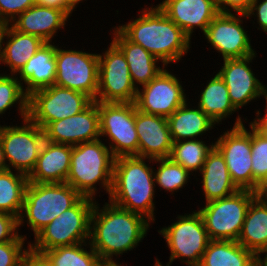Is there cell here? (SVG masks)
Segmentation results:
<instances>
[{
    "label": "cell",
    "mask_w": 267,
    "mask_h": 266,
    "mask_svg": "<svg viewBox=\"0 0 267 266\" xmlns=\"http://www.w3.org/2000/svg\"><path fill=\"white\" fill-rule=\"evenodd\" d=\"M45 140L78 145L100 139L98 101H92L83 111L49 123L44 129Z\"/></svg>",
    "instance_id": "obj_18"
},
{
    "label": "cell",
    "mask_w": 267,
    "mask_h": 266,
    "mask_svg": "<svg viewBox=\"0 0 267 266\" xmlns=\"http://www.w3.org/2000/svg\"><path fill=\"white\" fill-rule=\"evenodd\" d=\"M95 202L90 227V245L100 259L113 260L142 242L150 228L143 215L120 208L108 200L102 209Z\"/></svg>",
    "instance_id": "obj_1"
},
{
    "label": "cell",
    "mask_w": 267,
    "mask_h": 266,
    "mask_svg": "<svg viewBox=\"0 0 267 266\" xmlns=\"http://www.w3.org/2000/svg\"><path fill=\"white\" fill-rule=\"evenodd\" d=\"M137 89L136 109L146 114L171 116L188 99L178 77L163 69L148 84ZM187 97V99H186Z\"/></svg>",
    "instance_id": "obj_15"
},
{
    "label": "cell",
    "mask_w": 267,
    "mask_h": 266,
    "mask_svg": "<svg viewBox=\"0 0 267 266\" xmlns=\"http://www.w3.org/2000/svg\"><path fill=\"white\" fill-rule=\"evenodd\" d=\"M237 242L257 257L267 249V203L257 198L250 203Z\"/></svg>",
    "instance_id": "obj_28"
},
{
    "label": "cell",
    "mask_w": 267,
    "mask_h": 266,
    "mask_svg": "<svg viewBox=\"0 0 267 266\" xmlns=\"http://www.w3.org/2000/svg\"><path fill=\"white\" fill-rule=\"evenodd\" d=\"M147 159L152 162V158L138 156L115 158L109 201L120 208L141 214L154 223L155 168L145 163Z\"/></svg>",
    "instance_id": "obj_3"
},
{
    "label": "cell",
    "mask_w": 267,
    "mask_h": 266,
    "mask_svg": "<svg viewBox=\"0 0 267 266\" xmlns=\"http://www.w3.org/2000/svg\"><path fill=\"white\" fill-rule=\"evenodd\" d=\"M83 0H68V4L70 9L73 11L80 2H82Z\"/></svg>",
    "instance_id": "obj_50"
},
{
    "label": "cell",
    "mask_w": 267,
    "mask_h": 266,
    "mask_svg": "<svg viewBox=\"0 0 267 266\" xmlns=\"http://www.w3.org/2000/svg\"><path fill=\"white\" fill-rule=\"evenodd\" d=\"M3 42L5 46H3L1 64L9 67V74L11 75H16L38 49L46 43L38 36L18 32L10 24H8Z\"/></svg>",
    "instance_id": "obj_27"
},
{
    "label": "cell",
    "mask_w": 267,
    "mask_h": 266,
    "mask_svg": "<svg viewBox=\"0 0 267 266\" xmlns=\"http://www.w3.org/2000/svg\"><path fill=\"white\" fill-rule=\"evenodd\" d=\"M200 175L205 202L230 196L239 190L231 179L223 155L215 146L209 152Z\"/></svg>",
    "instance_id": "obj_25"
},
{
    "label": "cell",
    "mask_w": 267,
    "mask_h": 266,
    "mask_svg": "<svg viewBox=\"0 0 267 266\" xmlns=\"http://www.w3.org/2000/svg\"><path fill=\"white\" fill-rule=\"evenodd\" d=\"M35 4V0H0V21L10 24Z\"/></svg>",
    "instance_id": "obj_38"
},
{
    "label": "cell",
    "mask_w": 267,
    "mask_h": 266,
    "mask_svg": "<svg viewBox=\"0 0 267 266\" xmlns=\"http://www.w3.org/2000/svg\"><path fill=\"white\" fill-rule=\"evenodd\" d=\"M104 52L98 54V90L95 101L134 103L137 87L131 79L125 55L112 41Z\"/></svg>",
    "instance_id": "obj_12"
},
{
    "label": "cell",
    "mask_w": 267,
    "mask_h": 266,
    "mask_svg": "<svg viewBox=\"0 0 267 266\" xmlns=\"http://www.w3.org/2000/svg\"><path fill=\"white\" fill-rule=\"evenodd\" d=\"M252 15L254 18H257L256 22L259 24L258 29L267 33V0H254L250 6V9L246 13L248 19H250Z\"/></svg>",
    "instance_id": "obj_41"
},
{
    "label": "cell",
    "mask_w": 267,
    "mask_h": 266,
    "mask_svg": "<svg viewBox=\"0 0 267 266\" xmlns=\"http://www.w3.org/2000/svg\"><path fill=\"white\" fill-rule=\"evenodd\" d=\"M191 39L195 28L203 34L219 13L216 0H163L157 5Z\"/></svg>",
    "instance_id": "obj_20"
},
{
    "label": "cell",
    "mask_w": 267,
    "mask_h": 266,
    "mask_svg": "<svg viewBox=\"0 0 267 266\" xmlns=\"http://www.w3.org/2000/svg\"><path fill=\"white\" fill-rule=\"evenodd\" d=\"M135 128L139 139L138 157L169 158L173 140L166 117L136 109Z\"/></svg>",
    "instance_id": "obj_19"
},
{
    "label": "cell",
    "mask_w": 267,
    "mask_h": 266,
    "mask_svg": "<svg viewBox=\"0 0 267 266\" xmlns=\"http://www.w3.org/2000/svg\"><path fill=\"white\" fill-rule=\"evenodd\" d=\"M116 260H105V259H101L96 266H124L121 265L119 263H117Z\"/></svg>",
    "instance_id": "obj_48"
},
{
    "label": "cell",
    "mask_w": 267,
    "mask_h": 266,
    "mask_svg": "<svg viewBox=\"0 0 267 266\" xmlns=\"http://www.w3.org/2000/svg\"><path fill=\"white\" fill-rule=\"evenodd\" d=\"M0 171V212L20 217L28 176L12 172Z\"/></svg>",
    "instance_id": "obj_31"
},
{
    "label": "cell",
    "mask_w": 267,
    "mask_h": 266,
    "mask_svg": "<svg viewBox=\"0 0 267 266\" xmlns=\"http://www.w3.org/2000/svg\"><path fill=\"white\" fill-rule=\"evenodd\" d=\"M55 60L54 85L85 93L95 101L98 90V54L56 46Z\"/></svg>",
    "instance_id": "obj_13"
},
{
    "label": "cell",
    "mask_w": 267,
    "mask_h": 266,
    "mask_svg": "<svg viewBox=\"0 0 267 266\" xmlns=\"http://www.w3.org/2000/svg\"><path fill=\"white\" fill-rule=\"evenodd\" d=\"M263 253H266L264 258H261V256L257 258L258 266H267V249L262 252V255Z\"/></svg>",
    "instance_id": "obj_49"
},
{
    "label": "cell",
    "mask_w": 267,
    "mask_h": 266,
    "mask_svg": "<svg viewBox=\"0 0 267 266\" xmlns=\"http://www.w3.org/2000/svg\"><path fill=\"white\" fill-rule=\"evenodd\" d=\"M22 266H52L42 255L29 250L22 261Z\"/></svg>",
    "instance_id": "obj_42"
},
{
    "label": "cell",
    "mask_w": 267,
    "mask_h": 266,
    "mask_svg": "<svg viewBox=\"0 0 267 266\" xmlns=\"http://www.w3.org/2000/svg\"><path fill=\"white\" fill-rule=\"evenodd\" d=\"M138 18L116 27L129 41L167 66L177 63L191 48V39L156 5L142 9Z\"/></svg>",
    "instance_id": "obj_2"
},
{
    "label": "cell",
    "mask_w": 267,
    "mask_h": 266,
    "mask_svg": "<svg viewBox=\"0 0 267 266\" xmlns=\"http://www.w3.org/2000/svg\"><path fill=\"white\" fill-rule=\"evenodd\" d=\"M152 162L159 163L158 169L154 170V181L161 190L173 194L182 189L187 184L192 175L183 166L175 163L170 158L152 159Z\"/></svg>",
    "instance_id": "obj_35"
},
{
    "label": "cell",
    "mask_w": 267,
    "mask_h": 266,
    "mask_svg": "<svg viewBox=\"0 0 267 266\" xmlns=\"http://www.w3.org/2000/svg\"><path fill=\"white\" fill-rule=\"evenodd\" d=\"M68 18L63 10L34 4L15 18L10 25L18 32L35 35L46 43H52V38L58 30L65 28Z\"/></svg>",
    "instance_id": "obj_22"
},
{
    "label": "cell",
    "mask_w": 267,
    "mask_h": 266,
    "mask_svg": "<svg viewBox=\"0 0 267 266\" xmlns=\"http://www.w3.org/2000/svg\"><path fill=\"white\" fill-rule=\"evenodd\" d=\"M72 145L44 141L35 168L28 176L32 183H64L70 170Z\"/></svg>",
    "instance_id": "obj_21"
},
{
    "label": "cell",
    "mask_w": 267,
    "mask_h": 266,
    "mask_svg": "<svg viewBox=\"0 0 267 266\" xmlns=\"http://www.w3.org/2000/svg\"><path fill=\"white\" fill-rule=\"evenodd\" d=\"M95 202V199L82 196L71 208L43 228L35 236L34 242L29 243V249L42 254L56 247L89 242Z\"/></svg>",
    "instance_id": "obj_6"
},
{
    "label": "cell",
    "mask_w": 267,
    "mask_h": 266,
    "mask_svg": "<svg viewBox=\"0 0 267 266\" xmlns=\"http://www.w3.org/2000/svg\"><path fill=\"white\" fill-rule=\"evenodd\" d=\"M188 106L190 107L186 101L171 116L167 117L173 142L199 139L216 125L198 106L194 109Z\"/></svg>",
    "instance_id": "obj_26"
},
{
    "label": "cell",
    "mask_w": 267,
    "mask_h": 266,
    "mask_svg": "<svg viewBox=\"0 0 267 266\" xmlns=\"http://www.w3.org/2000/svg\"><path fill=\"white\" fill-rule=\"evenodd\" d=\"M200 139L181 140L173 142L169 158L183 166L191 174L202 169L205 160L215 146L214 143L207 145ZM194 171V172H193Z\"/></svg>",
    "instance_id": "obj_32"
},
{
    "label": "cell",
    "mask_w": 267,
    "mask_h": 266,
    "mask_svg": "<svg viewBox=\"0 0 267 266\" xmlns=\"http://www.w3.org/2000/svg\"><path fill=\"white\" fill-rule=\"evenodd\" d=\"M8 24L5 22H1L0 21V65L2 62V56H3V40H4V36L7 30Z\"/></svg>",
    "instance_id": "obj_46"
},
{
    "label": "cell",
    "mask_w": 267,
    "mask_h": 266,
    "mask_svg": "<svg viewBox=\"0 0 267 266\" xmlns=\"http://www.w3.org/2000/svg\"><path fill=\"white\" fill-rule=\"evenodd\" d=\"M18 231V218L14 215L0 212V243L25 241L27 236L20 235Z\"/></svg>",
    "instance_id": "obj_39"
},
{
    "label": "cell",
    "mask_w": 267,
    "mask_h": 266,
    "mask_svg": "<svg viewBox=\"0 0 267 266\" xmlns=\"http://www.w3.org/2000/svg\"><path fill=\"white\" fill-rule=\"evenodd\" d=\"M265 107L266 114L263 115V117H260L261 111H256V118H254V120L249 123L258 133L267 138V102Z\"/></svg>",
    "instance_id": "obj_44"
},
{
    "label": "cell",
    "mask_w": 267,
    "mask_h": 266,
    "mask_svg": "<svg viewBox=\"0 0 267 266\" xmlns=\"http://www.w3.org/2000/svg\"><path fill=\"white\" fill-rule=\"evenodd\" d=\"M92 101L85 93L52 85L29 95L28 118L44 129L53 121L83 111Z\"/></svg>",
    "instance_id": "obj_9"
},
{
    "label": "cell",
    "mask_w": 267,
    "mask_h": 266,
    "mask_svg": "<svg viewBox=\"0 0 267 266\" xmlns=\"http://www.w3.org/2000/svg\"><path fill=\"white\" fill-rule=\"evenodd\" d=\"M22 124L0 125V140L8 169L29 176L35 168L45 136L43 129L29 118Z\"/></svg>",
    "instance_id": "obj_11"
},
{
    "label": "cell",
    "mask_w": 267,
    "mask_h": 266,
    "mask_svg": "<svg viewBox=\"0 0 267 266\" xmlns=\"http://www.w3.org/2000/svg\"><path fill=\"white\" fill-rule=\"evenodd\" d=\"M257 258L237 241L210 240L198 266H258Z\"/></svg>",
    "instance_id": "obj_29"
},
{
    "label": "cell",
    "mask_w": 267,
    "mask_h": 266,
    "mask_svg": "<svg viewBox=\"0 0 267 266\" xmlns=\"http://www.w3.org/2000/svg\"><path fill=\"white\" fill-rule=\"evenodd\" d=\"M114 162L115 157L101 139L74 145L66 183L83 197L96 199V184L110 195Z\"/></svg>",
    "instance_id": "obj_4"
},
{
    "label": "cell",
    "mask_w": 267,
    "mask_h": 266,
    "mask_svg": "<svg viewBox=\"0 0 267 266\" xmlns=\"http://www.w3.org/2000/svg\"><path fill=\"white\" fill-rule=\"evenodd\" d=\"M24 85L15 75L0 74V115L4 114L10 107L18 104L22 120L28 118L29 96L24 91Z\"/></svg>",
    "instance_id": "obj_34"
},
{
    "label": "cell",
    "mask_w": 267,
    "mask_h": 266,
    "mask_svg": "<svg viewBox=\"0 0 267 266\" xmlns=\"http://www.w3.org/2000/svg\"><path fill=\"white\" fill-rule=\"evenodd\" d=\"M255 197L267 203V177L258 184L255 190Z\"/></svg>",
    "instance_id": "obj_45"
},
{
    "label": "cell",
    "mask_w": 267,
    "mask_h": 266,
    "mask_svg": "<svg viewBox=\"0 0 267 266\" xmlns=\"http://www.w3.org/2000/svg\"><path fill=\"white\" fill-rule=\"evenodd\" d=\"M135 110V103L98 102L100 137L110 140L109 149L115 158L138 156Z\"/></svg>",
    "instance_id": "obj_10"
},
{
    "label": "cell",
    "mask_w": 267,
    "mask_h": 266,
    "mask_svg": "<svg viewBox=\"0 0 267 266\" xmlns=\"http://www.w3.org/2000/svg\"><path fill=\"white\" fill-rule=\"evenodd\" d=\"M177 216L176 222L158 230L170 249L166 266H170L176 259H181L188 266H198L210 242L203 218L196 210L191 214Z\"/></svg>",
    "instance_id": "obj_8"
},
{
    "label": "cell",
    "mask_w": 267,
    "mask_h": 266,
    "mask_svg": "<svg viewBox=\"0 0 267 266\" xmlns=\"http://www.w3.org/2000/svg\"><path fill=\"white\" fill-rule=\"evenodd\" d=\"M255 191L239 189L230 196L206 202L197 210L210 240L237 241Z\"/></svg>",
    "instance_id": "obj_7"
},
{
    "label": "cell",
    "mask_w": 267,
    "mask_h": 266,
    "mask_svg": "<svg viewBox=\"0 0 267 266\" xmlns=\"http://www.w3.org/2000/svg\"><path fill=\"white\" fill-rule=\"evenodd\" d=\"M55 52L54 43H45L16 74V76L19 75L17 79L22 84L24 82L26 87L23 89L28 96L34 91L54 85L56 77Z\"/></svg>",
    "instance_id": "obj_23"
},
{
    "label": "cell",
    "mask_w": 267,
    "mask_h": 266,
    "mask_svg": "<svg viewBox=\"0 0 267 266\" xmlns=\"http://www.w3.org/2000/svg\"><path fill=\"white\" fill-rule=\"evenodd\" d=\"M251 161L253 191L267 177V138L258 133L251 125Z\"/></svg>",
    "instance_id": "obj_36"
},
{
    "label": "cell",
    "mask_w": 267,
    "mask_h": 266,
    "mask_svg": "<svg viewBox=\"0 0 267 266\" xmlns=\"http://www.w3.org/2000/svg\"><path fill=\"white\" fill-rule=\"evenodd\" d=\"M241 18L246 20V14L219 12L206 28L205 39L214 50L222 54L223 59L243 58L256 54Z\"/></svg>",
    "instance_id": "obj_16"
},
{
    "label": "cell",
    "mask_w": 267,
    "mask_h": 266,
    "mask_svg": "<svg viewBox=\"0 0 267 266\" xmlns=\"http://www.w3.org/2000/svg\"><path fill=\"white\" fill-rule=\"evenodd\" d=\"M90 248V251L84 247ZM42 255L52 266H96L101 260L92 249L90 242L56 247L44 251Z\"/></svg>",
    "instance_id": "obj_33"
},
{
    "label": "cell",
    "mask_w": 267,
    "mask_h": 266,
    "mask_svg": "<svg viewBox=\"0 0 267 266\" xmlns=\"http://www.w3.org/2000/svg\"><path fill=\"white\" fill-rule=\"evenodd\" d=\"M5 170H8V165L6 163L4 156V148L0 140V171H5Z\"/></svg>",
    "instance_id": "obj_47"
},
{
    "label": "cell",
    "mask_w": 267,
    "mask_h": 266,
    "mask_svg": "<svg viewBox=\"0 0 267 266\" xmlns=\"http://www.w3.org/2000/svg\"><path fill=\"white\" fill-rule=\"evenodd\" d=\"M24 241L0 243V266H22L25 254L30 250ZM24 248V249H23Z\"/></svg>",
    "instance_id": "obj_37"
},
{
    "label": "cell",
    "mask_w": 267,
    "mask_h": 266,
    "mask_svg": "<svg viewBox=\"0 0 267 266\" xmlns=\"http://www.w3.org/2000/svg\"><path fill=\"white\" fill-rule=\"evenodd\" d=\"M113 30L112 42L125 55L129 66L131 79L135 87L148 84L154 79L165 67V65L157 66L161 62L150 52L145 50L141 45L129 41L116 27ZM137 84V85H136ZM139 85V86H138Z\"/></svg>",
    "instance_id": "obj_24"
},
{
    "label": "cell",
    "mask_w": 267,
    "mask_h": 266,
    "mask_svg": "<svg viewBox=\"0 0 267 266\" xmlns=\"http://www.w3.org/2000/svg\"><path fill=\"white\" fill-rule=\"evenodd\" d=\"M253 1L254 0H216V5L220 13H232V11H234V13L237 14H246Z\"/></svg>",
    "instance_id": "obj_40"
},
{
    "label": "cell",
    "mask_w": 267,
    "mask_h": 266,
    "mask_svg": "<svg viewBox=\"0 0 267 266\" xmlns=\"http://www.w3.org/2000/svg\"><path fill=\"white\" fill-rule=\"evenodd\" d=\"M157 258L155 259V265L154 266H163L161 262H159ZM165 266V265H164Z\"/></svg>",
    "instance_id": "obj_51"
},
{
    "label": "cell",
    "mask_w": 267,
    "mask_h": 266,
    "mask_svg": "<svg viewBox=\"0 0 267 266\" xmlns=\"http://www.w3.org/2000/svg\"><path fill=\"white\" fill-rule=\"evenodd\" d=\"M35 4L63 10L69 17L72 16L73 11L69 7L68 0H35Z\"/></svg>",
    "instance_id": "obj_43"
},
{
    "label": "cell",
    "mask_w": 267,
    "mask_h": 266,
    "mask_svg": "<svg viewBox=\"0 0 267 266\" xmlns=\"http://www.w3.org/2000/svg\"><path fill=\"white\" fill-rule=\"evenodd\" d=\"M257 54L243 58L223 59V66L217 72L224 80L230 100L233 106L239 110L252 100L264 96L266 100L267 85L265 86L255 77L254 72L249 66Z\"/></svg>",
    "instance_id": "obj_17"
},
{
    "label": "cell",
    "mask_w": 267,
    "mask_h": 266,
    "mask_svg": "<svg viewBox=\"0 0 267 266\" xmlns=\"http://www.w3.org/2000/svg\"><path fill=\"white\" fill-rule=\"evenodd\" d=\"M235 120L232 129L223 132L214 145L223 155L234 184L253 191L251 130L246 129L239 115Z\"/></svg>",
    "instance_id": "obj_14"
},
{
    "label": "cell",
    "mask_w": 267,
    "mask_h": 266,
    "mask_svg": "<svg viewBox=\"0 0 267 266\" xmlns=\"http://www.w3.org/2000/svg\"><path fill=\"white\" fill-rule=\"evenodd\" d=\"M199 95L198 107L216 124L229 118L237 109L233 106L228 88L217 73L212 77Z\"/></svg>",
    "instance_id": "obj_30"
},
{
    "label": "cell",
    "mask_w": 267,
    "mask_h": 266,
    "mask_svg": "<svg viewBox=\"0 0 267 266\" xmlns=\"http://www.w3.org/2000/svg\"><path fill=\"white\" fill-rule=\"evenodd\" d=\"M82 196L69 184L28 182L18 229L27 222L34 237ZM25 217V218H24ZM27 218V220H26ZM26 221H25V220ZM25 221V222H24Z\"/></svg>",
    "instance_id": "obj_5"
}]
</instances>
